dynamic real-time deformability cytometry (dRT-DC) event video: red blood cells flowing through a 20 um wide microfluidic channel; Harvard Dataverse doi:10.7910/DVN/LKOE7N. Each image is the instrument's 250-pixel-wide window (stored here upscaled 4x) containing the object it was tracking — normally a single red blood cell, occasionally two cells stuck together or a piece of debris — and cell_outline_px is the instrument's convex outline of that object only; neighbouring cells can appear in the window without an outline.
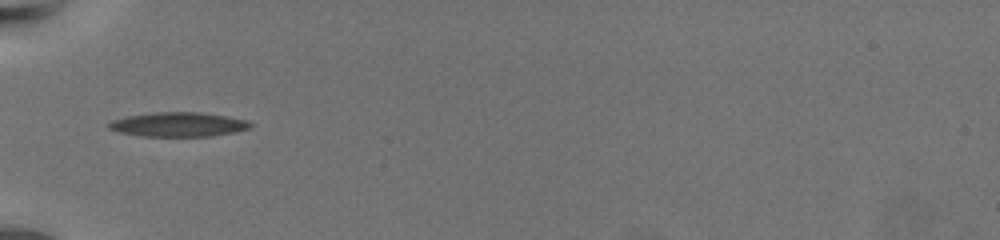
{"species": "common noctule bat (a hibernating species)", "species_latin": "Nyctalus noctula", "temperature_condition": "warm", "stored_images_in_passage": 40, "camera_frame_rate_fps": 3000, "um_per_image_px": 0.085, "animal": {"sex": "female", "body_mass_g": 19.5, "forearm_length_mm": 54.1}, "frame": {"image": 1, "passage_image": 1, "time_ms": 0.0, "image_size_px": [1000, 240], "cell_outline_px": [[252, 128], [236, 132], [212, 136], [140, 136], [120, 132], [108, 128], [108, 124], [112, 120], [128, 116], [156, 112], [200, 112], [224, 116], [244, 120], [252, 124]], "centroid_in_image_um": [15.17, 10.58], "position_along_channel_um": 69.8, "area_um2": 19.94}}
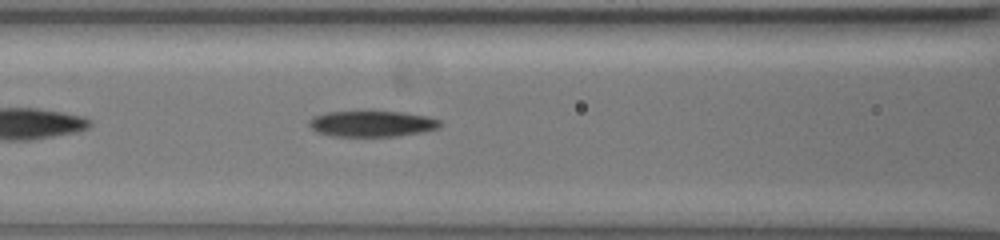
{"frame": {"image": 2, "passage_image": 7, "time_ms": 2.0, "image_size_px": [1000, 240], "cell_outline_px": [[440, 128], [420, 132], [396, 136], [332, 136], [316, 132], [308, 124], [308, 120], [312, 116], [328, 112], [404, 112], [428, 116], [440, 120]], "centroid_in_image_um": [31.6, 10.52], "position_along_channel_um": 135.0, "area_um2": 19.71}}
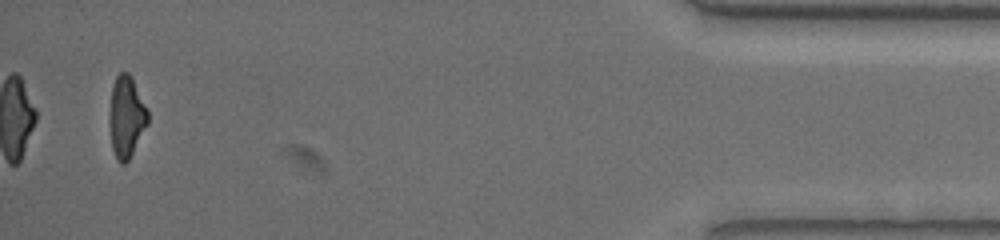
{"frame": {"image": 3, "passage_image": 38, "time_ms": 12.333, "image_size_px": [1000, 240], "cell_outline_px": [[148, 124], [128, 160], [124, 164], [120, 164], [116, 160], [112, 148], [108, 120], [112, 84], [116, 76], [120, 72], [128, 72], [132, 76], [148, 112]], "centroid_in_image_um": [10.71, 9.92], "position_along_channel_um": 424.5, "area_um2": 18.38}, "authors_computed_cell_mechanics": {"area_um2": 19.7676, "velocity_mm_per_s": 3.4447, "shape_relaxation_time_tau1_ms": 8.0339, "shape_relaxation_time_tau2_ms": 3.1037, "deformation_change_tau1": 0.2345, "deformation_change_tau2": 0.1192}}